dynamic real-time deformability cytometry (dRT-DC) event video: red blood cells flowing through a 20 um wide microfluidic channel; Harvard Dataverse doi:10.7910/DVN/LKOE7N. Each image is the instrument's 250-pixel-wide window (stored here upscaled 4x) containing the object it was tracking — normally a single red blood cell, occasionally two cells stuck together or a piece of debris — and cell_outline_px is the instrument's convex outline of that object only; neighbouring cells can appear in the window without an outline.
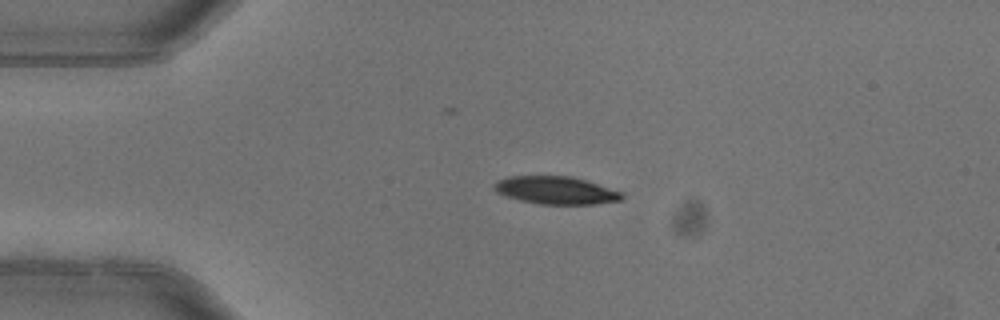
{"species": "common noctule bat (a hibernating species)", "species_latin": "Nyctalus noctula", "temperature_condition": "warm", "stored_images_in_passage": 2, "camera_frame_rate_fps": 3000, "um_per_image_px": 0.085, "animal": {"sex": "female"}, "frame": {"image": 1, "passage_image": 1, "time_ms": 0.0, "image_size_px": [1000, 320], "cell_outline_px": [[624, 196], [620, 200], [596, 204], [540, 204], [520, 200], [496, 192], [492, 188], [492, 184], [508, 176], [572, 176], [620, 192]], "centroid_in_image_um": [47.2, 16.17], "position_along_channel_um": 37.8, "area_um2": 20.35}}